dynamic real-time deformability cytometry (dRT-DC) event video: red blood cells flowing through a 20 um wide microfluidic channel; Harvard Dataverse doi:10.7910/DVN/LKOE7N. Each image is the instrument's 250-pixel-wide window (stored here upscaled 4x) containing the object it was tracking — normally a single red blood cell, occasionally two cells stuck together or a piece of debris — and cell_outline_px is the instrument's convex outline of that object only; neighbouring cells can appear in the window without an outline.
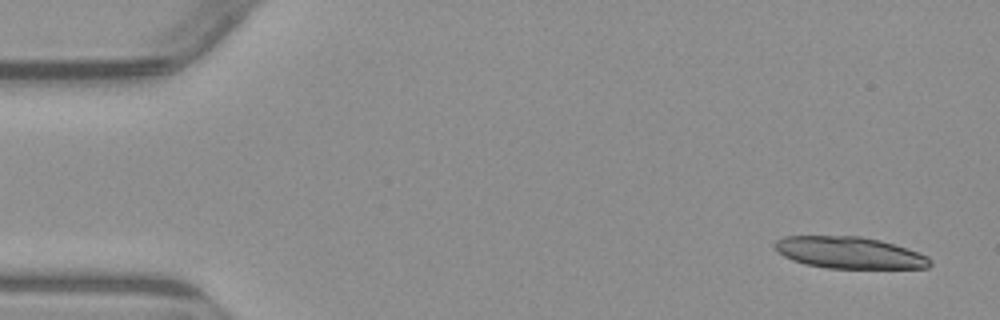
{"species": "common noctule bat (a hibernating species)", "species_latin": "Nyctalus noctula", "temperature_condition": "warm", "stored_images_in_passage": 6, "camera_frame_rate_fps": 3000, "um_per_image_px": 0.085, "animal": {"sex": "male", "body_mass_g": 23.1, "forearm_length_mm": 52.7}, "frame": {"image": 1, "passage_image": 1, "time_ms": 0.0, "image_size_px": [1000, 320], "cell_outline_px": [[932, 264], [928, 268], [828, 268], [804, 264], [792, 260], [776, 252], [772, 244], [776, 240], [784, 236], [860, 236], [880, 240], [928, 256], [932, 260]], "centroid_in_image_um": [72.14, 21.48], "position_along_channel_um": 12.9, "area_um2": 28.73}}
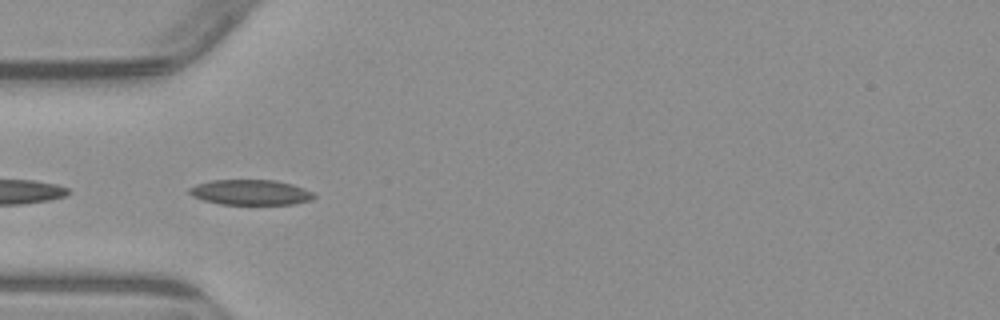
{"frame": {"image": 2, "passage_image": 5, "time_ms": 4.667, "image_size_px": [1000, 320], "cell_outline_px": [[316, 196], [312, 200], [292, 204], [220, 204], [204, 200], [192, 196], [188, 192], [188, 188], [196, 184], [212, 180], [276, 180], [292, 184], [304, 188], [312, 192]], "centroid_in_image_um": [21.29, 16.34], "position_along_channel_um": 63.7, "area_um2": 18.38}}
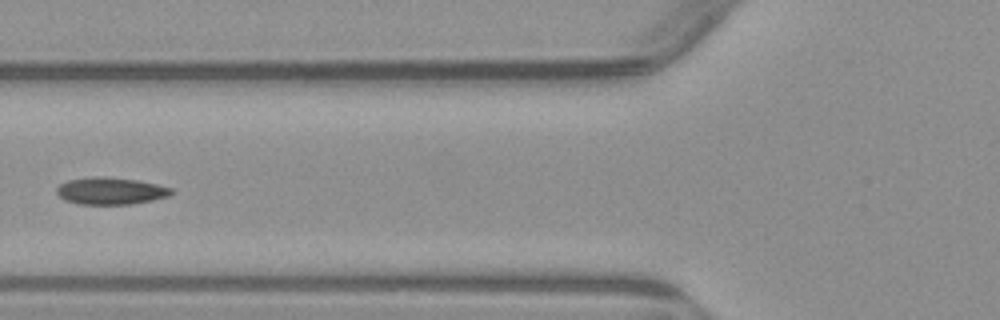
{"frame": {"image": 3, "passage_image": 6, "time_ms": 6.0, "image_size_px": [1000, 320], "cell_outline_px": [[172, 192], [168, 196], [152, 200], [132, 204], [80, 204], [64, 200], [56, 192], [56, 188], [60, 184], [68, 180], [96, 176], [100, 176], [136, 180], [156, 184], [172, 188]], "centroid_in_image_um": [9.38, 16.23], "position_along_channel_um": 116.4, "area_um2": 17.92}}